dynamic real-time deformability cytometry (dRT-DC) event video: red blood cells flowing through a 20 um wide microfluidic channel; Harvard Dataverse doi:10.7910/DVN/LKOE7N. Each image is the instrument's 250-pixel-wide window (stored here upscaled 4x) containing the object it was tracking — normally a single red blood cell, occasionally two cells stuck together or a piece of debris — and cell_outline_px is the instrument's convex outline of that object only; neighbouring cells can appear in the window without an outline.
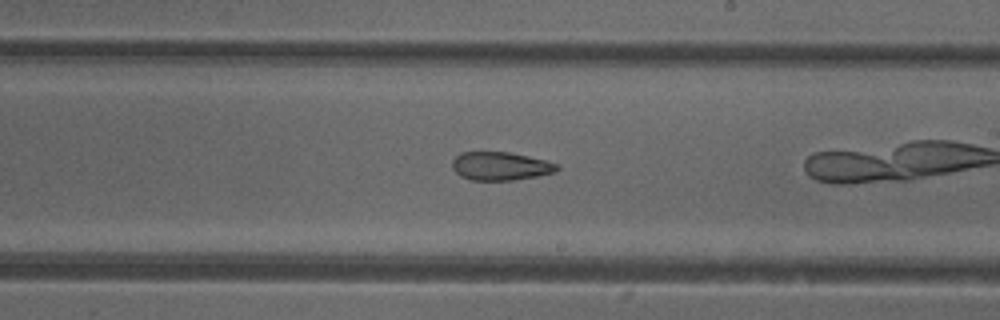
{"species": "common noctule bat (a hibernating species)", "species_latin": "Nyctalus noctula", "temperature_condition": "cold", "stored_images_in_passage": 39, "camera_frame_rate_fps": 3000, "um_per_image_px": 0.085, "animal": {"sex": "female"}, "frame": {"image": 1, "passage_image": 28, "time_ms": 9.0, "image_size_px": [1000, 320], "cell_outline_px": [[560, 168], [556, 172], [536, 176], [512, 180], [472, 180], [460, 176], [452, 168], [452, 160], [460, 152], [508, 152], [528, 156], [560, 164]], "centroid_in_image_um": [42.54, 14.12], "position_along_channel_um": 246.5, "area_um2": 17.34}}